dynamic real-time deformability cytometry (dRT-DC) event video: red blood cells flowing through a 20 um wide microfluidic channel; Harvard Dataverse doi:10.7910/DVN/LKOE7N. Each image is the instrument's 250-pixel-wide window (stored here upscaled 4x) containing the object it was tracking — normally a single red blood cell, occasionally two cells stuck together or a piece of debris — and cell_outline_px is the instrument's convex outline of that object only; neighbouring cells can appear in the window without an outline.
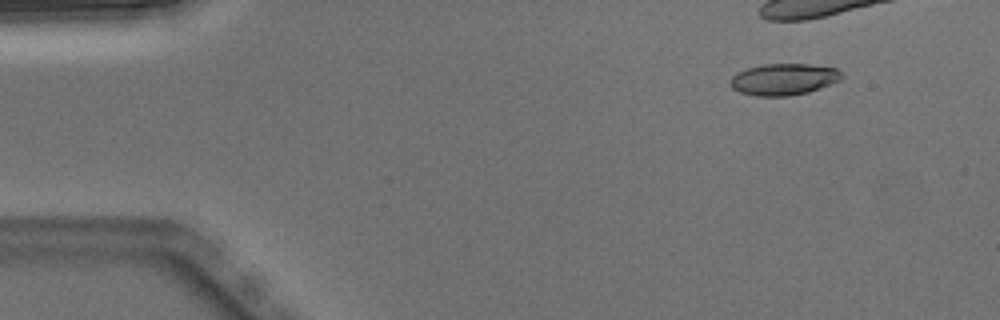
{"species": "Egyptian fruit bat (a non-hibernating species)", "species_latin": "Rousettus aegyptiacus", "temperature_condition": "warm", "stored_images_in_passage": 5, "camera_frame_rate_fps": 3000, "um_per_image_px": 0.085, "animal": {"sex": "male"}, "frame": {"image": 1, "passage_image": 2, "time_ms": 0.333, "image_size_px": [1000, 320], "cell_outline_px": [[844, 76], [840, 80], [820, 88], [808, 92], [788, 96], [756, 96], [740, 92], [732, 88], [728, 84], [732, 76], [736, 72], [748, 68], [764, 64], [812, 64], [836, 68]], "centroid_in_image_um": [66.6, 6.74], "position_along_channel_um": 18.4, "area_um2": 20.58}}